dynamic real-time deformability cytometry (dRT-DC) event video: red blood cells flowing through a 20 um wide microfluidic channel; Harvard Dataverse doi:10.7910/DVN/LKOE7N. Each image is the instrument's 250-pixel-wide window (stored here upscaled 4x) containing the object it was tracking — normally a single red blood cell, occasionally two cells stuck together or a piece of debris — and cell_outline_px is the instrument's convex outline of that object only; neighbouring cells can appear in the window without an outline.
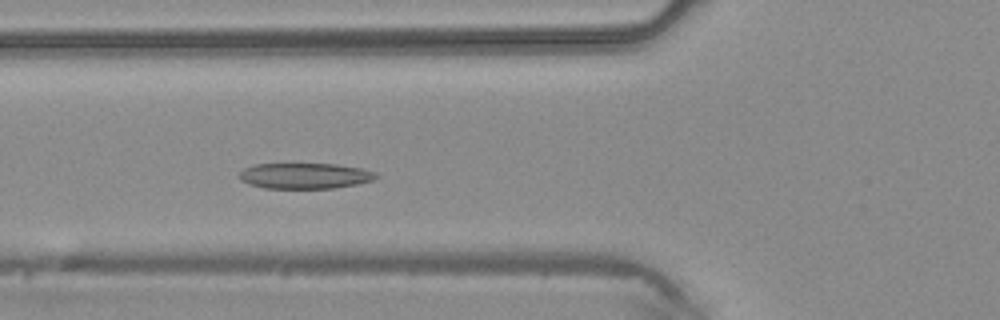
{"species": "common noctule bat (a hibernating species)", "species_latin": "Nyctalus noctula", "temperature_condition": "warm", "stored_images_in_passage": 45, "camera_frame_rate_fps": 3000, "um_per_image_px": 0.085, "animal": {"sex": "male", "body_mass_g": 20.4}, "frame": {"image": 1, "passage_image": 15, "time_ms": 4.667, "image_size_px": [1000, 320], "cell_outline_px": [[380, 176], [372, 180], [356, 184], [332, 188], [264, 188], [248, 184], [240, 180], [236, 176], [244, 168], [252, 164], [292, 160], [336, 164], [364, 168], [376, 172]], "centroid_in_image_um": [25.84, 14.88], "position_along_channel_um": 100.0, "area_um2": 21.91}}
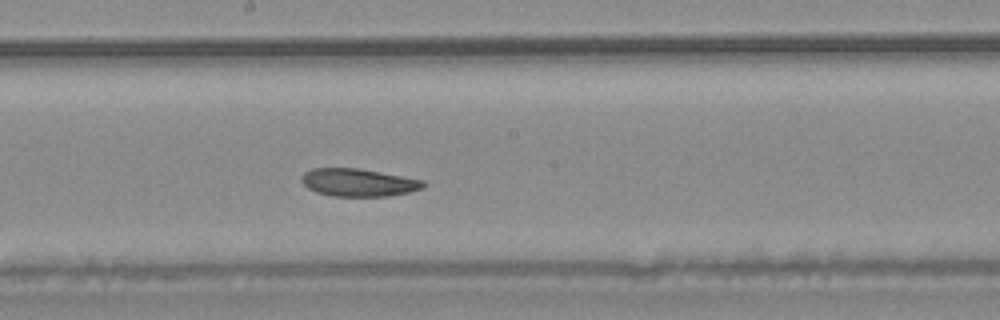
{"frame": {"image": 2, "passage_image": 23, "time_ms": 7.333, "image_size_px": [1000, 320], "cell_outline_px": [[424, 188], [408, 192], [388, 196], [332, 196], [316, 192], [308, 188], [300, 180], [300, 176], [304, 172], [312, 168], [360, 168], [424, 180]], "centroid_in_image_um": [30.43, 15.5], "position_along_channel_um": 217.8, "area_um2": 19.77}}
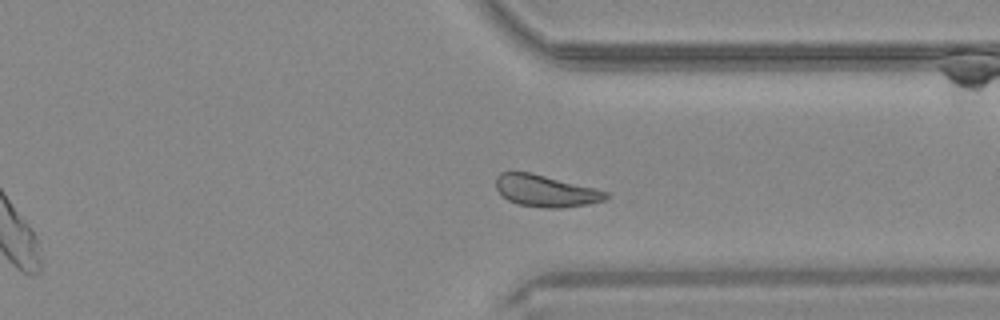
{"frame": {"image": 3, "passage_image": 33, "time_ms": 10.667, "image_size_px": [1000, 320], "cell_outline_px": [[612, 196], [604, 200], [588, 204], [560, 208], [548, 208], [516, 204], [508, 200], [496, 188], [496, 176], [500, 172], [528, 172], [596, 188], [608, 192]], "centroid_in_image_um": [46.41, 16.23], "position_along_channel_um": 365.0, "area_um2": 20.29}}